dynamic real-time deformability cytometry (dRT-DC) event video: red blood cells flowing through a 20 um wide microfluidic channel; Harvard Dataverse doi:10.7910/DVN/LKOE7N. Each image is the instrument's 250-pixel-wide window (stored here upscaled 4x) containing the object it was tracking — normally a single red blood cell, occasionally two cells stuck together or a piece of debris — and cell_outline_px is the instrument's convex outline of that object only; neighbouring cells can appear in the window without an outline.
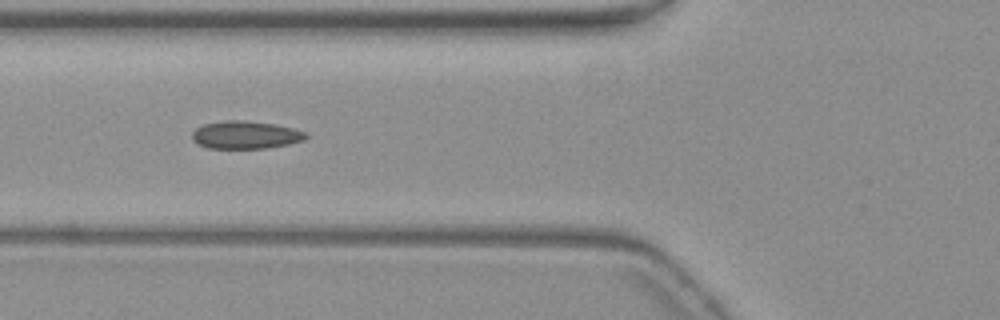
{"species": "common noctule bat (a hibernating species)", "species_latin": "Nyctalus noctula", "temperature_condition": "warm", "stored_images_in_passage": 8, "camera_frame_rate_fps": 3000, "um_per_image_px": 0.085, "animal": {"sex": "female", "body_mass_g": 19.3, "forearm_length_mm": 54.1}, "frame": {"image": 1, "passage_image": 5, "time_ms": 4.667, "image_size_px": [1000, 320], "cell_outline_px": [[308, 136], [304, 140], [288, 144], [264, 148], [208, 148], [192, 140], [192, 132], [196, 128], [204, 124], [224, 120], [244, 120], [272, 124], [292, 128], [304, 132]], "centroid_in_image_um": [20.84, 11.46], "position_along_channel_um": 105.0, "area_um2": 18.21}}
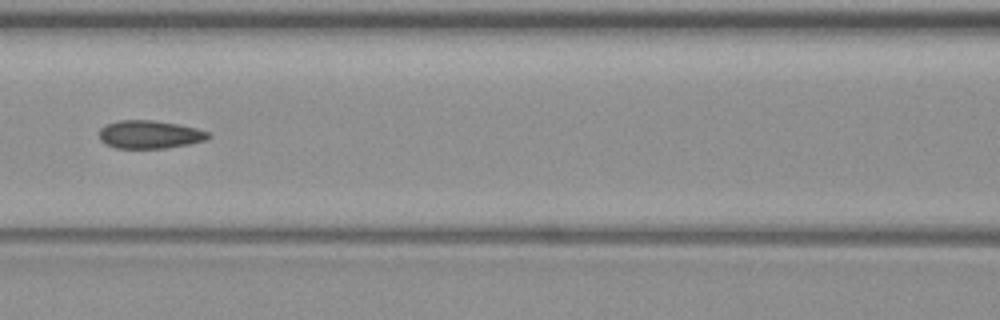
{"frame": {"image": 2, "passage_image": 6, "time_ms": 6.0, "image_size_px": [1000, 320], "cell_outline_px": [[212, 136], [204, 140], [188, 144], [164, 148], [116, 148], [104, 144], [100, 140], [100, 128], [104, 124], [120, 120], [152, 120], [180, 124], [196, 128], [208, 132]], "centroid_in_image_um": [12.69, 11.42], "position_along_channel_um": 153.9, "area_um2": 17.92}}
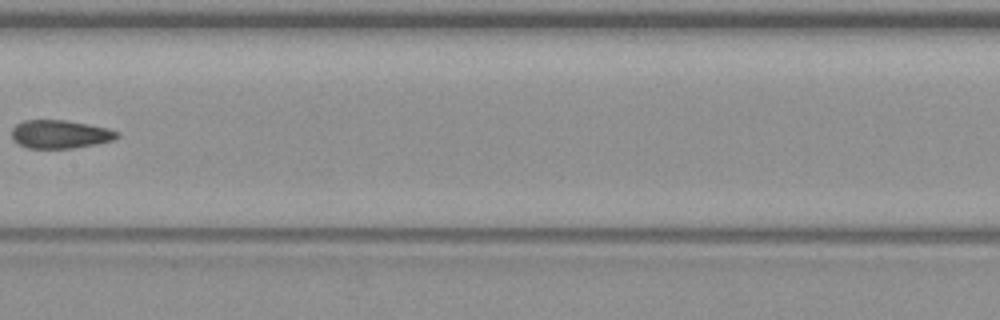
{"frame": {"image": 3, "passage_image": 7, "time_ms": 7.333, "image_size_px": [1000, 320], "cell_outline_px": [[120, 136], [112, 140], [96, 144], [72, 148], [28, 148], [12, 140], [12, 128], [16, 124], [24, 120], [64, 120], [88, 124], [108, 128], [120, 132]], "centroid_in_image_um": [5.11, 11.4], "position_along_channel_um": 202.3, "area_um2": 17.4}}